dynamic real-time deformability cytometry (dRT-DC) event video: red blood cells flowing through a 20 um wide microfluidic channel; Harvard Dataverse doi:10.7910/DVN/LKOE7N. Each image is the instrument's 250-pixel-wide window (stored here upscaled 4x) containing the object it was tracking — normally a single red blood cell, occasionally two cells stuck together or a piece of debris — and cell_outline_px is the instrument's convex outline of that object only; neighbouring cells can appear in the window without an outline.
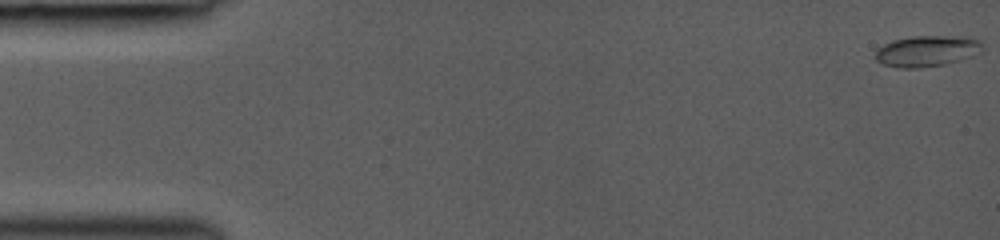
{"species": "common noctule bat (a hibernating species)", "species_latin": "Nyctalus noctula", "temperature_condition": "room temperature", "stored_images_in_passage": 11, "camera_frame_rate_fps": 3000, "um_per_image_px": 0.085, "animal": {"sex": "female", "body_mass_g": 19.0, "forearm_length_mm": 53.3}, "frame": {"image": 1, "passage_image": 1, "time_ms": 0.0, "image_size_px": [1000, 240], "cell_outline_px": [[984, 48], [980, 52], [972, 56], [960, 60], [944, 64], [920, 68], [900, 68], [880, 64], [876, 60], [876, 48], [892, 40], [912, 36], [964, 36], [980, 40]], "centroid_in_image_um": [78.78, 4.33], "position_along_channel_um": 6.2, "area_um2": 19.59}}
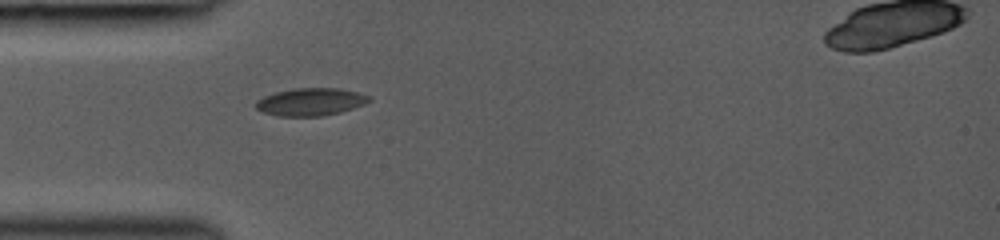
{"frame": {"image": 2, "passage_image": 9, "time_ms": 4.667, "image_size_px": [1000, 240], "cell_outline_px": [[372, 100], [364, 104], [340, 112], [324, 116], [280, 116], [264, 112], [256, 108], [256, 100], [264, 96], [276, 92], [292, 88], [340, 88], [372, 96]], "centroid_in_image_um": [26.43, 8.65], "position_along_channel_um": 58.6, "area_um2": 18.21}}